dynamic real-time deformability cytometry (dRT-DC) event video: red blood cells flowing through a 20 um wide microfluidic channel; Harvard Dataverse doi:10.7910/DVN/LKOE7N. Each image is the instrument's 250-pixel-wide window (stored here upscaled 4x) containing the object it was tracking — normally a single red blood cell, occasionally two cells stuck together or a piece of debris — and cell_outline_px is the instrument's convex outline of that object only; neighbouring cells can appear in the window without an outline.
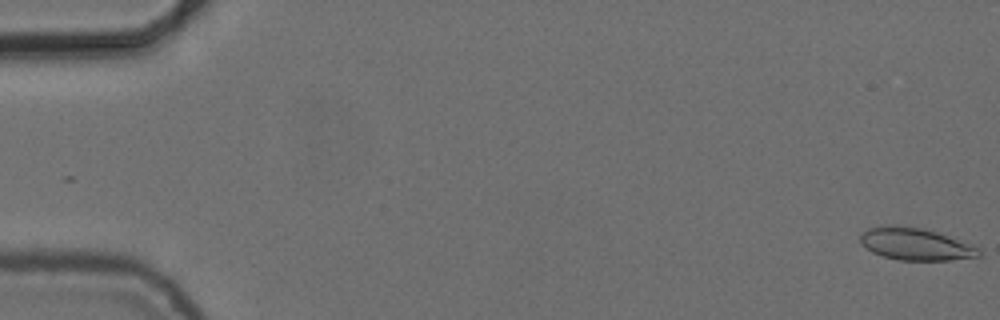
{"species": "common noctule bat (a hibernating species)", "species_latin": "Nyctalus noctula", "temperature_condition": "cold", "stored_images_in_passage": 49, "camera_frame_rate_fps": 3000, "um_per_image_px": 0.085, "animal": {"sex": "female", "body_mass_g": 24.6, "forearm_length_mm": 56.2}, "frame": {"image": 1, "passage_image": 1, "time_ms": 0.0, "image_size_px": [1000, 320], "cell_outline_px": [[980, 256], [952, 260], [900, 260], [884, 256], [872, 252], [860, 244], [860, 232], [868, 228], [892, 224], [896, 224], [924, 228], [948, 236], [980, 248]], "centroid_in_image_um": [77.77, 20.73], "position_along_channel_um": 7.2, "area_um2": 22.37}}
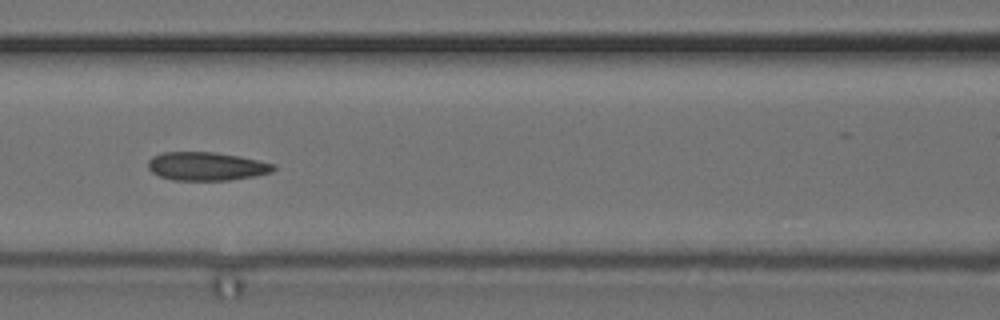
{"frame": {"image": 2, "passage_image": 25, "time_ms": 8.0, "image_size_px": [1000, 320], "cell_outline_px": [[276, 168], [272, 172], [256, 176], [228, 180], [172, 180], [160, 176], [152, 172], [148, 168], [148, 160], [152, 156], [164, 152], [216, 152], [240, 156], [276, 164]], "centroid_in_image_um": [17.57, 14.13], "position_along_channel_um": 149.0, "area_um2": 20.92}}
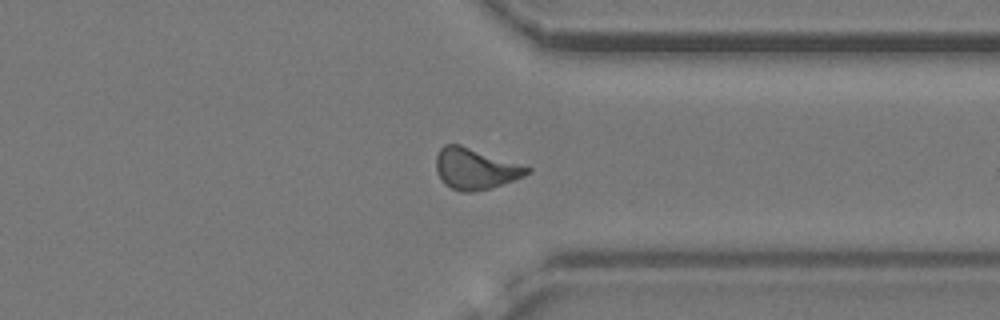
{"frame": {"image": 3, "passage_image": 43, "time_ms": 14.0, "image_size_px": [1000, 320], "cell_outline_px": [[532, 172], [524, 176], [492, 188], [472, 192], [460, 192], [444, 184], [436, 172], [436, 156], [440, 148], [444, 144], [460, 144], [532, 168]], "centroid_in_image_um": [40.39, 14.35], "position_along_channel_um": 371.0, "area_um2": 21.85}}